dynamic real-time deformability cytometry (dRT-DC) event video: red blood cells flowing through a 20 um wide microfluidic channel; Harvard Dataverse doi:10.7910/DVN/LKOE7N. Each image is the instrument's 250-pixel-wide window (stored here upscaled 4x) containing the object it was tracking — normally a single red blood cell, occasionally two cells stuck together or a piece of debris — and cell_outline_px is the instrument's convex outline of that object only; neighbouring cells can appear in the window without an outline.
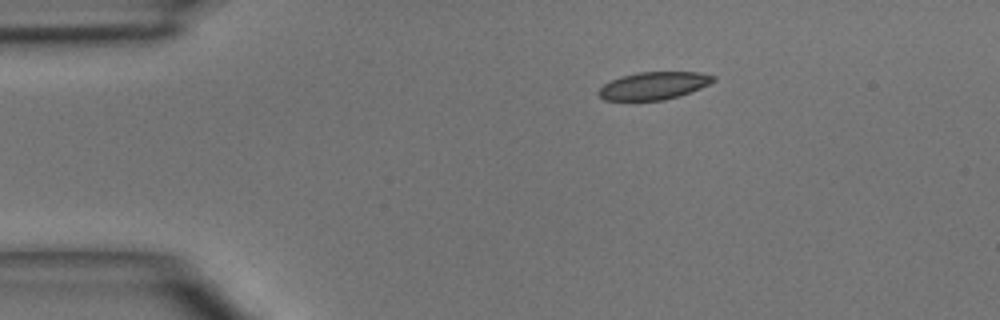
{"species": "common noctule bat (a hibernating species)", "species_latin": "Nyctalus noctula", "temperature_condition": "room temperature", "stored_images_in_passage": 4, "camera_frame_rate_fps": 3000, "um_per_image_px": 0.085, "animal": {"sex": "male", "body_mass_g": 15.6}, "frame": {"image": 1, "passage_image": 1, "time_ms": 0.0, "image_size_px": [1000, 320], "cell_outline_px": [[716, 80], [700, 88], [680, 96], [664, 100], [604, 100], [596, 92], [604, 84], [620, 76], [640, 72], [700, 72], [716, 76]], "centroid_in_image_um": [55.58, 7.28], "position_along_channel_um": 29.4, "area_um2": 18.44}}
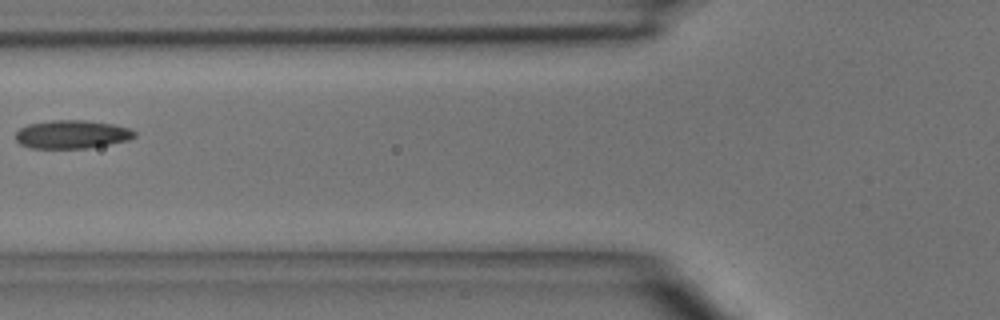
{"frame": {"image": 2, "passage_image": 4, "time_ms": 3.333, "image_size_px": [1000, 320], "cell_outline_px": [[136, 136], [128, 140], [88, 148], [28, 148], [20, 144], [16, 140], [16, 132], [20, 128], [28, 124], [52, 120], [88, 120], [112, 124], [132, 128], [136, 132]], "centroid_in_image_um": [6.12, 11.41], "position_along_channel_um": 119.7, "area_um2": 19.77}}